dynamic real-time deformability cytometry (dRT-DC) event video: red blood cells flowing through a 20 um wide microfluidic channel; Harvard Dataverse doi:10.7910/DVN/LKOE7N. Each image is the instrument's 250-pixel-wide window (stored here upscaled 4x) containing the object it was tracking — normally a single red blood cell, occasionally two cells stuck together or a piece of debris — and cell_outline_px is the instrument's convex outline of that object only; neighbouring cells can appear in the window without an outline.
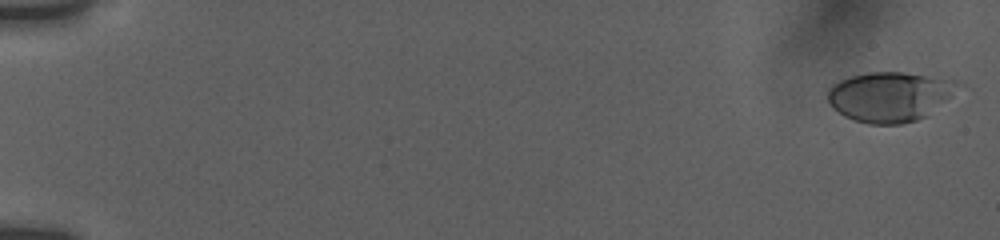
{"species": "human", "species_latin": "Homo sapiens", "temperature_condition": "room temperature", "stored_images_in_passage": 113, "camera_frame_rate_fps": 3000, "um_per_image_px": 0.085, "donor": {"sex": "female"}, "frame": {"image": 1, "passage_image": 3, "time_ms": 0.333, "image_size_px": [1000, 240], "cell_outline_px": [[964, 84], [928, 116], [904, 124], [868, 124], [844, 116], [832, 108], [828, 100], [828, 88], [832, 84], [840, 80], [852, 76], [868, 72], [900, 72], [956, 80]], "centroid_in_image_um": [75.64, 8.22], "position_along_channel_um": 9.4, "area_um2": 37.92}}
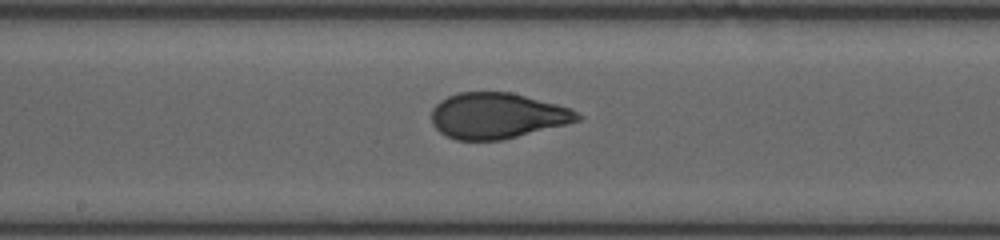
{"frame": {"image": 2, "passage_image": 70, "time_ms": 10.333, "image_size_px": [1000, 240], "cell_outline_px": [[584, 116], [580, 120], [500, 140], [456, 140], [440, 132], [432, 124], [432, 108], [440, 100], [448, 96], [460, 92], [512, 92], [572, 108]], "centroid_in_image_um": [42.25, 9.82], "position_along_channel_um": 205.9, "area_um2": 38.73}}
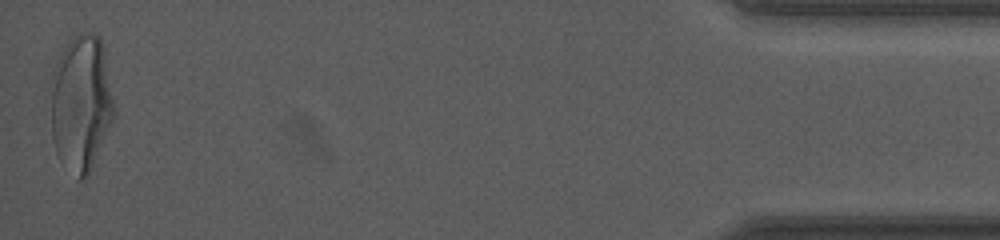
{"frame": {"image": 3, "passage_image": 112, "time_ms": 18.333, "image_size_px": [1000, 240], "cell_outline_px": [[112, 120], [88, 176], [80, 180], [76, 180], [56, 152], [52, 140], [52, 72], [56, 60], [60, 52], [72, 36], [80, 32], [96, 32], [100, 36], [104, 48], [112, 100]], "centroid_in_image_um": [6.86, 8.72], "position_along_channel_um": 428.3, "area_um2": 49.88}, "authors_computed_cell_mechanics": {"area_um2": 38.9572, "velocity_mm_per_s": 3.7792, "shape_relaxation_time_tau1_ms": 6.8406, "shape_relaxation_time_tau2_ms": null, "deformation_change_tau1": 0.2276, "deformation_change_tau2": null}}